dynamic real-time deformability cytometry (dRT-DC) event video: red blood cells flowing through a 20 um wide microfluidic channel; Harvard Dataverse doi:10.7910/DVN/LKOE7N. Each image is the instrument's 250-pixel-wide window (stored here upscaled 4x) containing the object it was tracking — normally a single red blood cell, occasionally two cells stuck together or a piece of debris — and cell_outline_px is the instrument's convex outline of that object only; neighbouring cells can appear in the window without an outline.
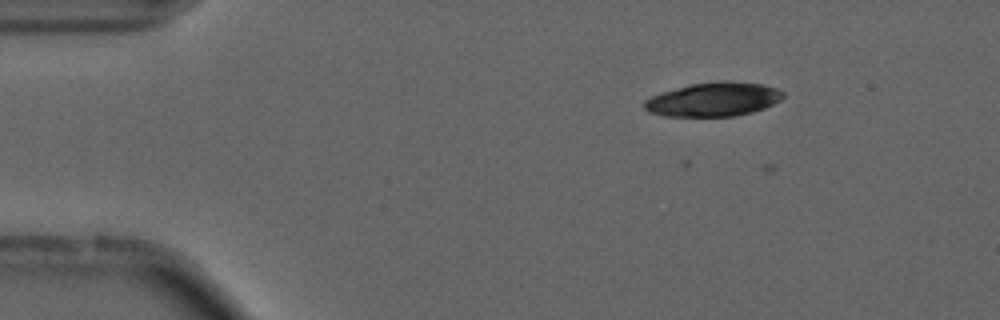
{"species": "common noctule bat (a hibernating species)", "species_latin": "Nyctalus noctula", "temperature_condition": "cold", "stored_images_in_passage": 3, "camera_frame_rate_fps": 3000, "um_per_image_px": 0.085, "animal": {"sex": "male", "forearm_length_mm": 52.5}, "frame": {"image": 1, "passage_image": 1, "time_ms": 0.0, "image_size_px": [1000, 320], "cell_outline_px": [[784, 96], [780, 100], [764, 108], [752, 112], [736, 116], [664, 116], [652, 112], [644, 108], [644, 100], [652, 96], [664, 92], [692, 84], [716, 80], [728, 80], [764, 84], [776, 88], [784, 92]], "centroid_in_image_um": [60.7, 8.43], "position_along_channel_um": 24.3, "area_um2": 27.4}}